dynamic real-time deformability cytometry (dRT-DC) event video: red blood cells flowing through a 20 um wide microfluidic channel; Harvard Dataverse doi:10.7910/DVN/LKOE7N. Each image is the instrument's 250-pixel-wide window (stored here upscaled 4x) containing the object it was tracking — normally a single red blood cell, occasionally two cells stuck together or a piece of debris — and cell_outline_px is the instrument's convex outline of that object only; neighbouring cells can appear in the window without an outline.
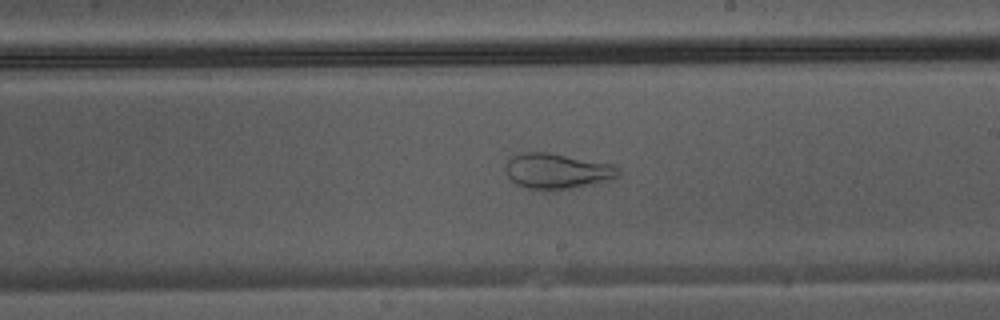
{"species": "Egyptian fruit bat (a non-hibernating species)", "species_latin": "Rousettus aegyptiacus", "temperature_condition": "warm", "stored_images_in_passage": 33, "camera_frame_rate_fps": 3000, "um_per_image_px": 0.085, "animal": {"sex": "male"}, "frame": {"image": 1, "passage_image": 15, "time_ms": 4.667, "image_size_px": [1000, 320], "cell_outline_px": [[620, 176], [592, 184], [572, 188], [544, 192], [528, 188], [516, 184], [504, 172], [504, 164], [512, 156], [520, 152], [548, 152], [612, 164], [620, 168]], "centroid_in_image_um": [47.3, 14.55], "position_along_channel_um": 241.7, "area_um2": 23.7}}
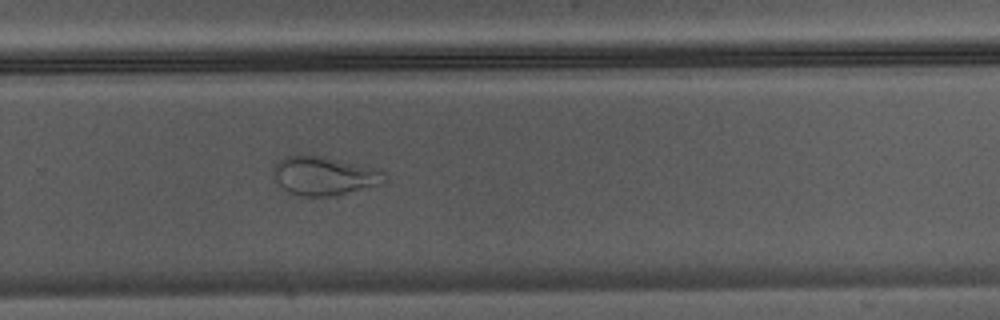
{"frame": {"image": 2, "passage_image": 19, "time_ms": 6.0, "image_size_px": [1000, 320], "cell_outline_px": [[388, 184], [328, 196], [304, 196], [288, 192], [276, 180], [276, 164], [284, 156], [324, 156], [380, 168], [384, 172], [388, 180]], "centroid_in_image_um": [27.71, 14.94], "position_along_channel_um": 302.1, "area_um2": 25.03}}
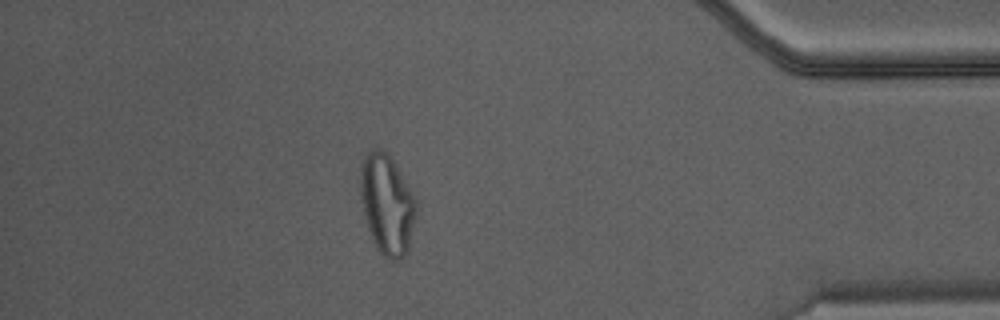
{"frame": {"image": 3, "passage_image": 28, "time_ms": 9.0, "image_size_px": [1000, 320], "cell_outline_px": [[416, 212], [408, 252], [396, 264], [388, 260], [376, 248], [372, 240], [368, 228], [364, 212], [360, 184], [360, 164], [364, 152], [372, 148], [384, 148], [416, 196]], "centroid_in_image_um": [32.9, 17.37], "position_along_channel_um": 402.3, "area_um2": 33.0}}